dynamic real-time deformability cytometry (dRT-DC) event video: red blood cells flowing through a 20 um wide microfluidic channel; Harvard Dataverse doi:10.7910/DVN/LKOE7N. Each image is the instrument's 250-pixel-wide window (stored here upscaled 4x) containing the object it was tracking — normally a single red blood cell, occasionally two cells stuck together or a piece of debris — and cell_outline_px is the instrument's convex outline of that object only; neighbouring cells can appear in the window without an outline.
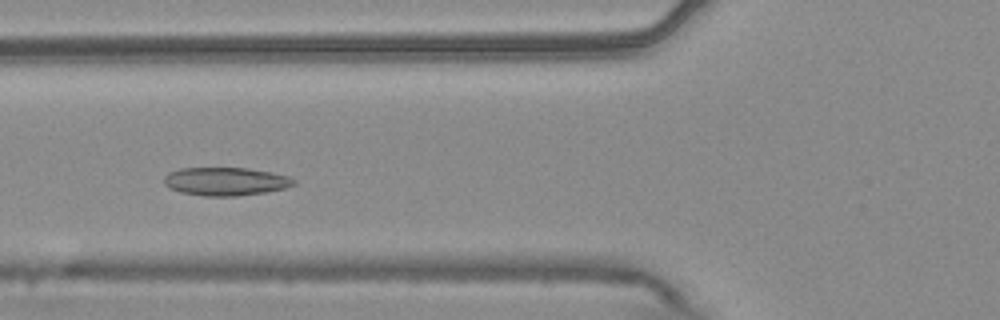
{"species": "common noctule bat (a hibernating species)", "species_latin": "Nyctalus noctula", "temperature_condition": "warm", "stored_images_in_passage": 51, "camera_frame_rate_fps": 3000, "um_per_image_px": 0.085, "animal": {"sex": "male", "body_mass_g": 20.4}, "frame": {"image": 1, "passage_image": 17, "time_ms": 5.333, "image_size_px": [1000, 320], "cell_outline_px": [[296, 184], [284, 188], [264, 192], [236, 196], [204, 196], [180, 192], [168, 188], [164, 184], [164, 176], [168, 172], [180, 168], [248, 168], [272, 172], [288, 176], [296, 180]], "centroid_in_image_um": [19.15, 15.42], "position_along_channel_um": 106.6, "area_um2": 21.44}}
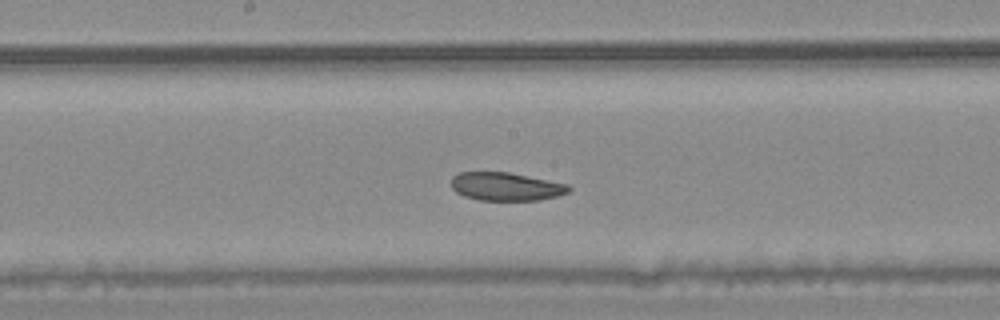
{"frame": {"image": 2, "passage_image": 25, "time_ms": 8.0, "image_size_px": [1000, 320], "cell_outline_px": [[572, 188], [568, 192], [556, 196], [540, 200], [480, 200], [464, 196], [456, 192], [452, 188], [452, 176], [460, 172], [508, 172], [568, 184]], "centroid_in_image_um": [43.0, 15.85], "position_along_channel_um": 205.2, "area_um2": 19.25}}
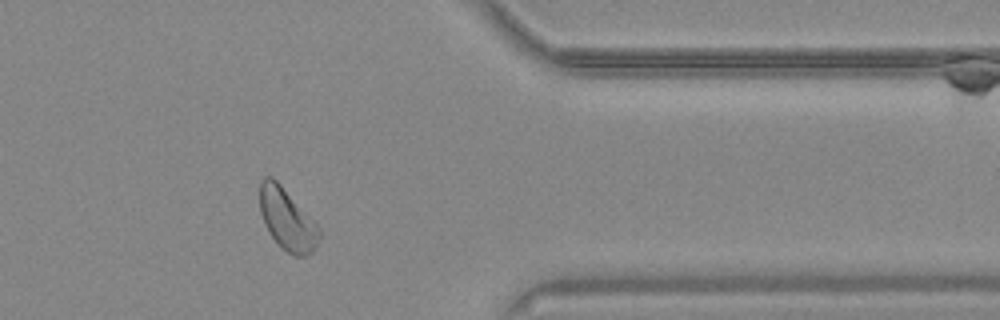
{"frame": {"image": 3, "passage_image": 41, "time_ms": 13.333, "image_size_px": [1000, 320], "cell_outline_px": [[320, 236], [316, 248], [312, 252], [304, 256], [296, 256], [288, 252], [268, 232], [264, 224], [260, 212], [260, 180], [264, 176], [272, 176], [280, 184], [320, 228]], "centroid_in_image_um": [24.39, 18.63], "position_along_channel_um": 387.0, "area_um2": 20.98}, "authors_computed_cell_mechanics": {"area_um2": 21.7906, "velocity_mm_per_s": 3.6981, "shape_relaxation_time_tau1_ms": null, "shape_relaxation_time_tau2_ms": 3.5231, "deformation_change_tau1": null, "deformation_change_tau2": 0.0769}}